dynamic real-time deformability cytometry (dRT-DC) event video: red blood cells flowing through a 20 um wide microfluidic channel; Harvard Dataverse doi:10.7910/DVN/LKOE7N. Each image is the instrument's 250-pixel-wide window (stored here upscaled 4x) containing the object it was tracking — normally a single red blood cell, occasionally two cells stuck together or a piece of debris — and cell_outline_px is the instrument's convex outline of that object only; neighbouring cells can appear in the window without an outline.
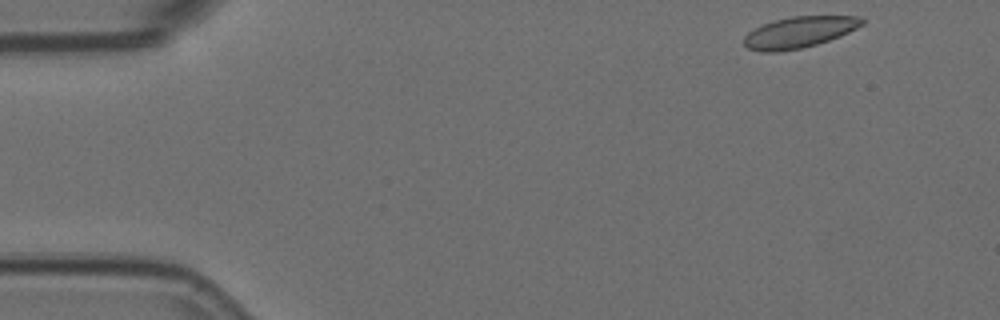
{"species": "Egyptian fruit bat (a non-hibernating species)", "species_latin": "Rousettus aegyptiacus", "temperature_condition": "room temperature", "stored_images_in_passage": 53, "camera_frame_rate_fps": 3000, "um_per_image_px": 0.085, "animal": {"sex": "female"}, "frame": {"image": 1, "passage_image": 1, "time_ms": 0.0, "image_size_px": [1000, 320], "cell_outline_px": [[864, 24], [840, 36], [816, 44], [800, 48], [780, 52], [760, 52], [748, 48], [744, 44], [744, 36], [748, 32], [764, 24], [776, 20], [792, 16], [860, 16], [864, 20]], "centroid_in_image_um": [67.93, 2.74], "position_along_channel_um": 17.1, "area_um2": 21.27}}
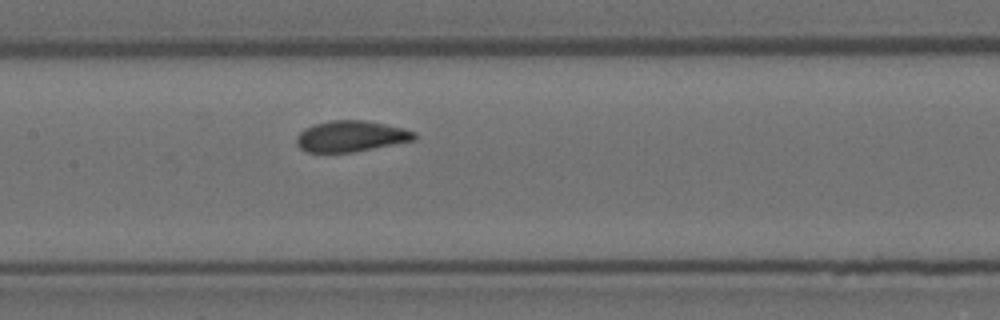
{"frame": {"image": 2, "passage_image": 23, "time_ms": 7.333, "image_size_px": [1000, 320], "cell_outline_px": [[416, 140], [352, 152], [308, 152], [300, 148], [296, 144], [296, 136], [304, 128], [312, 124], [332, 120], [364, 120], [404, 128], [416, 132]], "centroid_in_image_um": [29.82, 11.57], "position_along_channel_um": 177.6, "area_um2": 21.33}}
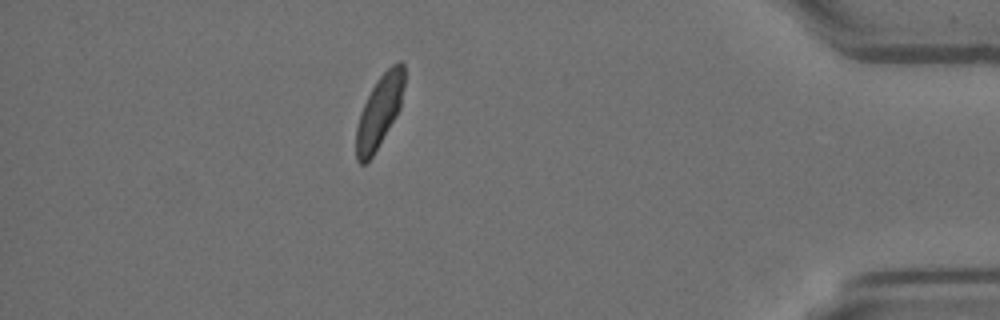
{"frame": {"image": 3, "passage_image": 46, "time_ms": 15.0, "image_size_px": [1000, 320], "cell_outline_px": [[404, 84], [400, 108], [396, 116], [372, 156], [364, 164], [360, 164], [356, 160], [356, 128], [360, 112], [376, 80], [396, 60], [400, 60], [404, 64]], "centroid_in_image_um": [32.25, 9.44], "position_along_channel_um": 403.0, "area_um2": 20.06}, "authors_computed_cell_mechanics": {"area_um2": 21.6172, "velocity_mm_per_s": 3.5464, "shape_relaxation_time_tau1_ms": 3.9507, "shape_relaxation_time_tau2_ms": null, "deformation_change_tau1": 0.1097, "deformation_change_tau2": null}}